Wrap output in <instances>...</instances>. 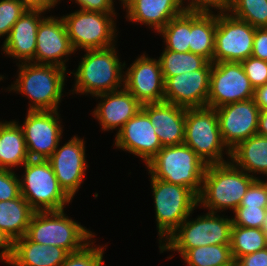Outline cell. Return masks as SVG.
<instances>
[{
    "label": "cell",
    "instance_id": "obj_42",
    "mask_svg": "<svg viewBox=\"0 0 267 266\" xmlns=\"http://www.w3.org/2000/svg\"><path fill=\"white\" fill-rule=\"evenodd\" d=\"M251 56L267 61V28H256Z\"/></svg>",
    "mask_w": 267,
    "mask_h": 266
},
{
    "label": "cell",
    "instance_id": "obj_32",
    "mask_svg": "<svg viewBox=\"0 0 267 266\" xmlns=\"http://www.w3.org/2000/svg\"><path fill=\"white\" fill-rule=\"evenodd\" d=\"M191 32V11H186L171 19L158 33L164 38V49L176 52H189Z\"/></svg>",
    "mask_w": 267,
    "mask_h": 266
},
{
    "label": "cell",
    "instance_id": "obj_21",
    "mask_svg": "<svg viewBox=\"0 0 267 266\" xmlns=\"http://www.w3.org/2000/svg\"><path fill=\"white\" fill-rule=\"evenodd\" d=\"M141 110L153 124L162 147L184 144L185 107L160 102L143 104Z\"/></svg>",
    "mask_w": 267,
    "mask_h": 266
},
{
    "label": "cell",
    "instance_id": "obj_29",
    "mask_svg": "<svg viewBox=\"0 0 267 266\" xmlns=\"http://www.w3.org/2000/svg\"><path fill=\"white\" fill-rule=\"evenodd\" d=\"M181 257L188 266H235L230 244L195 247Z\"/></svg>",
    "mask_w": 267,
    "mask_h": 266
},
{
    "label": "cell",
    "instance_id": "obj_45",
    "mask_svg": "<svg viewBox=\"0 0 267 266\" xmlns=\"http://www.w3.org/2000/svg\"><path fill=\"white\" fill-rule=\"evenodd\" d=\"M22 4L29 10L50 11L58 4L57 0H20Z\"/></svg>",
    "mask_w": 267,
    "mask_h": 266
},
{
    "label": "cell",
    "instance_id": "obj_47",
    "mask_svg": "<svg viewBox=\"0 0 267 266\" xmlns=\"http://www.w3.org/2000/svg\"><path fill=\"white\" fill-rule=\"evenodd\" d=\"M257 134L267 137V111H260Z\"/></svg>",
    "mask_w": 267,
    "mask_h": 266
},
{
    "label": "cell",
    "instance_id": "obj_43",
    "mask_svg": "<svg viewBox=\"0 0 267 266\" xmlns=\"http://www.w3.org/2000/svg\"><path fill=\"white\" fill-rule=\"evenodd\" d=\"M235 266H267V247L249 255L239 257Z\"/></svg>",
    "mask_w": 267,
    "mask_h": 266
},
{
    "label": "cell",
    "instance_id": "obj_19",
    "mask_svg": "<svg viewBox=\"0 0 267 266\" xmlns=\"http://www.w3.org/2000/svg\"><path fill=\"white\" fill-rule=\"evenodd\" d=\"M117 131L114 139L116 148L138 156L146 164L162 148L153 124L142 110Z\"/></svg>",
    "mask_w": 267,
    "mask_h": 266
},
{
    "label": "cell",
    "instance_id": "obj_30",
    "mask_svg": "<svg viewBox=\"0 0 267 266\" xmlns=\"http://www.w3.org/2000/svg\"><path fill=\"white\" fill-rule=\"evenodd\" d=\"M267 247V235L260 228L232 225L230 248L234 261Z\"/></svg>",
    "mask_w": 267,
    "mask_h": 266
},
{
    "label": "cell",
    "instance_id": "obj_36",
    "mask_svg": "<svg viewBox=\"0 0 267 266\" xmlns=\"http://www.w3.org/2000/svg\"><path fill=\"white\" fill-rule=\"evenodd\" d=\"M233 213H235L234 218H232L234 225L262 229L267 215V208L238 207Z\"/></svg>",
    "mask_w": 267,
    "mask_h": 266
},
{
    "label": "cell",
    "instance_id": "obj_2",
    "mask_svg": "<svg viewBox=\"0 0 267 266\" xmlns=\"http://www.w3.org/2000/svg\"><path fill=\"white\" fill-rule=\"evenodd\" d=\"M19 74L8 91L19 92L31 102L28 111L58 110L63 96L66 69L34 62L20 63Z\"/></svg>",
    "mask_w": 267,
    "mask_h": 266
},
{
    "label": "cell",
    "instance_id": "obj_48",
    "mask_svg": "<svg viewBox=\"0 0 267 266\" xmlns=\"http://www.w3.org/2000/svg\"><path fill=\"white\" fill-rule=\"evenodd\" d=\"M262 230L266 233L267 235V215H266V219H265V222H264V225L262 227Z\"/></svg>",
    "mask_w": 267,
    "mask_h": 266
},
{
    "label": "cell",
    "instance_id": "obj_23",
    "mask_svg": "<svg viewBox=\"0 0 267 266\" xmlns=\"http://www.w3.org/2000/svg\"><path fill=\"white\" fill-rule=\"evenodd\" d=\"M129 21L141 23L158 33L173 18L187 11L184 0H123Z\"/></svg>",
    "mask_w": 267,
    "mask_h": 266
},
{
    "label": "cell",
    "instance_id": "obj_46",
    "mask_svg": "<svg viewBox=\"0 0 267 266\" xmlns=\"http://www.w3.org/2000/svg\"><path fill=\"white\" fill-rule=\"evenodd\" d=\"M253 99L261 111H267V83L255 88Z\"/></svg>",
    "mask_w": 267,
    "mask_h": 266
},
{
    "label": "cell",
    "instance_id": "obj_25",
    "mask_svg": "<svg viewBox=\"0 0 267 266\" xmlns=\"http://www.w3.org/2000/svg\"><path fill=\"white\" fill-rule=\"evenodd\" d=\"M30 157L21 125L16 121L0 122V168L22 167ZM13 168V169H12Z\"/></svg>",
    "mask_w": 267,
    "mask_h": 266
},
{
    "label": "cell",
    "instance_id": "obj_12",
    "mask_svg": "<svg viewBox=\"0 0 267 266\" xmlns=\"http://www.w3.org/2000/svg\"><path fill=\"white\" fill-rule=\"evenodd\" d=\"M254 87L240 62L212 63L207 106L218 108L253 99Z\"/></svg>",
    "mask_w": 267,
    "mask_h": 266
},
{
    "label": "cell",
    "instance_id": "obj_7",
    "mask_svg": "<svg viewBox=\"0 0 267 266\" xmlns=\"http://www.w3.org/2000/svg\"><path fill=\"white\" fill-rule=\"evenodd\" d=\"M184 144L207 165L228 162L223 159V152L231 157L221 136L216 110L208 106L186 108Z\"/></svg>",
    "mask_w": 267,
    "mask_h": 266
},
{
    "label": "cell",
    "instance_id": "obj_44",
    "mask_svg": "<svg viewBox=\"0 0 267 266\" xmlns=\"http://www.w3.org/2000/svg\"><path fill=\"white\" fill-rule=\"evenodd\" d=\"M1 248L0 260L7 264L13 255V242L2 230H0V249Z\"/></svg>",
    "mask_w": 267,
    "mask_h": 266
},
{
    "label": "cell",
    "instance_id": "obj_9",
    "mask_svg": "<svg viewBox=\"0 0 267 266\" xmlns=\"http://www.w3.org/2000/svg\"><path fill=\"white\" fill-rule=\"evenodd\" d=\"M20 181L22 197L37 211H59L72 201L47 160H28ZM65 205V206H64Z\"/></svg>",
    "mask_w": 267,
    "mask_h": 266
},
{
    "label": "cell",
    "instance_id": "obj_1",
    "mask_svg": "<svg viewBox=\"0 0 267 266\" xmlns=\"http://www.w3.org/2000/svg\"><path fill=\"white\" fill-rule=\"evenodd\" d=\"M256 179L258 177L239 169L230 160L222 164L207 165L198 195V205L207 208L209 212L217 213L228 208L234 212Z\"/></svg>",
    "mask_w": 267,
    "mask_h": 266
},
{
    "label": "cell",
    "instance_id": "obj_20",
    "mask_svg": "<svg viewBox=\"0 0 267 266\" xmlns=\"http://www.w3.org/2000/svg\"><path fill=\"white\" fill-rule=\"evenodd\" d=\"M95 97L102 100L93 110V117L98 119L103 131H113L115 128L120 130L142 109V104L124 87Z\"/></svg>",
    "mask_w": 267,
    "mask_h": 266
},
{
    "label": "cell",
    "instance_id": "obj_28",
    "mask_svg": "<svg viewBox=\"0 0 267 266\" xmlns=\"http://www.w3.org/2000/svg\"><path fill=\"white\" fill-rule=\"evenodd\" d=\"M191 12L190 52L213 63L217 13Z\"/></svg>",
    "mask_w": 267,
    "mask_h": 266
},
{
    "label": "cell",
    "instance_id": "obj_26",
    "mask_svg": "<svg viewBox=\"0 0 267 266\" xmlns=\"http://www.w3.org/2000/svg\"><path fill=\"white\" fill-rule=\"evenodd\" d=\"M232 163L249 175L267 176V137L253 135L231 150Z\"/></svg>",
    "mask_w": 267,
    "mask_h": 266
},
{
    "label": "cell",
    "instance_id": "obj_22",
    "mask_svg": "<svg viewBox=\"0 0 267 266\" xmlns=\"http://www.w3.org/2000/svg\"><path fill=\"white\" fill-rule=\"evenodd\" d=\"M41 10H29L16 21L3 42V53L21 63L34 62L36 51V35L41 17ZM23 61V62H22Z\"/></svg>",
    "mask_w": 267,
    "mask_h": 266
},
{
    "label": "cell",
    "instance_id": "obj_6",
    "mask_svg": "<svg viewBox=\"0 0 267 266\" xmlns=\"http://www.w3.org/2000/svg\"><path fill=\"white\" fill-rule=\"evenodd\" d=\"M190 216L159 246L160 253L171 250L182 256L195 247L231 243L232 218L220 217L215 212H208L192 221Z\"/></svg>",
    "mask_w": 267,
    "mask_h": 266
},
{
    "label": "cell",
    "instance_id": "obj_31",
    "mask_svg": "<svg viewBox=\"0 0 267 266\" xmlns=\"http://www.w3.org/2000/svg\"><path fill=\"white\" fill-rule=\"evenodd\" d=\"M164 80L186 72L202 69L209 61L192 52H176L164 49L159 57Z\"/></svg>",
    "mask_w": 267,
    "mask_h": 266
},
{
    "label": "cell",
    "instance_id": "obj_41",
    "mask_svg": "<svg viewBox=\"0 0 267 266\" xmlns=\"http://www.w3.org/2000/svg\"><path fill=\"white\" fill-rule=\"evenodd\" d=\"M80 9L86 11H97L103 13H116L114 0H74Z\"/></svg>",
    "mask_w": 267,
    "mask_h": 266
},
{
    "label": "cell",
    "instance_id": "obj_38",
    "mask_svg": "<svg viewBox=\"0 0 267 266\" xmlns=\"http://www.w3.org/2000/svg\"><path fill=\"white\" fill-rule=\"evenodd\" d=\"M239 207L267 208V181L256 179L247 189Z\"/></svg>",
    "mask_w": 267,
    "mask_h": 266
},
{
    "label": "cell",
    "instance_id": "obj_17",
    "mask_svg": "<svg viewBox=\"0 0 267 266\" xmlns=\"http://www.w3.org/2000/svg\"><path fill=\"white\" fill-rule=\"evenodd\" d=\"M212 62L202 69L168 77L164 83V102L196 108L207 106Z\"/></svg>",
    "mask_w": 267,
    "mask_h": 266
},
{
    "label": "cell",
    "instance_id": "obj_27",
    "mask_svg": "<svg viewBox=\"0 0 267 266\" xmlns=\"http://www.w3.org/2000/svg\"><path fill=\"white\" fill-rule=\"evenodd\" d=\"M35 212L22 195L15 199L0 201V230L12 242L24 237Z\"/></svg>",
    "mask_w": 267,
    "mask_h": 266
},
{
    "label": "cell",
    "instance_id": "obj_16",
    "mask_svg": "<svg viewBox=\"0 0 267 266\" xmlns=\"http://www.w3.org/2000/svg\"><path fill=\"white\" fill-rule=\"evenodd\" d=\"M124 73L123 87L142 105L164 102L165 80L159 59L143 54Z\"/></svg>",
    "mask_w": 267,
    "mask_h": 266
},
{
    "label": "cell",
    "instance_id": "obj_14",
    "mask_svg": "<svg viewBox=\"0 0 267 266\" xmlns=\"http://www.w3.org/2000/svg\"><path fill=\"white\" fill-rule=\"evenodd\" d=\"M215 110L223 142L230 151L257 134L261 110L254 99L227 104Z\"/></svg>",
    "mask_w": 267,
    "mask_h": 266
},
{
    "label": "cell",
    "instance_id": "obj_24",
    "mask_svg": "<svg viewBox=\"0 0 267 266\" xmlns=\"http://www.w3.org/2000/svg\"><path fill=\"white\" fill-rule=\"evenodd\" d=\"M68 252L58 246H47L31 241L26 235L13 242L10 266H60Z\"/></svg>",
    "mask_w": 267,
    "mask_h": 266
},
{
    "label": "cell",
    "instance_id": "obj_35",
    "mask_svg": "<svg viewBox=\"0 0 267 266\" xmlns=\"http://www.w3.org/2000/svg\"><path fill=\"white\" fill-rule=\"evenodd\" d=\"M26 10L20 0H0V37L9 35L13 25Z\"/></svg>",
    "mask_w": 267,
    "mask_h": 266
},
{
    "label": "cell",
    "instance_id": "obj_49",
    "mask_svg": "<svg viewBox=\"0 0 267 266\" xmlns=\"http://www.w3.org/2000/svg\"><path fill=\"white\" fill-rule=\"evenodd\" d=\"M3 78H4L3 75H0V81H1Z\"/></svg>",
    "mask_w": 267,
    "mask_h": 266
},
{
    "label": "cell",
    "instance_id": "obj_37",
    "mask_svg": "<svg viewBox=\"0 0 267 266\" xmlns=\"http://www.w3.org/2000/svg\"><path fill=\"white\" fill-rule=\"evenodd\" d=\"M240 63L254 89L267 83V61L250 56Z\"/></svg>",
    "mask_w": 267,
    "mask_h": 266
},
{
    "label": "cell",
    "instance_id": "obj_4",
    "mask_svg": "<svg viewBox=\"0 0 267 266\" xmlns=\"http://www.w3.org/2000/svg\"><path fill=\"white\" fill-rule=\"evenodd\" d=\"M154 178L193 190L197 195L207 164L185 144L162 147L145 165Z\"/></svg>",
    "mask_w": 267,
    "mask_h": 266
},
{
    "label": "cell",
    "instance_id": "obj_33",
    "mask_svg": "<svg viewBox=\"0 0 267 266\" xmlns=\"http://www.w3.org/2000/svg\"><path fill=\"white\" fill-rule=\"evenodd\" d=\"M229 13L254 28H267V0H233Z\"/></svg>",
    "mask_w": 267,
    "mask_h": 266
},
{
    "label": "cell",
    "instance_id": "obj_10",
    "mask_svg": "<svg viewBox=\"0 0 267 266\" xmlns=\"http://www.w3.org/2000/svg\"><path fill=\"white\" fill-rule=\"evenodd\" d=\"M116 13H103L79 9L62 16L71 46L77 49L94 50L114 46L117 37Z\"/></svg>",
    "mask_w": 267,
    "mask_h": 266
},
{
    "label": "cell",
    "instance_id": "obj_39",
    "mask_svg": "<svg viewBox=\"0 0 267 266\" xmlns=\"http://www.w3.org/2000/svg\"><path fill=\"white\" fill-rule=\"evenodd\" d=\"M13 170L0 168V201L18 198L21 195L20 178Z\"/></svg>",
    "mask_w": 267,
    "mask_h": 266
},
{
    "label": "cell",
    "instance_id": "obj_8",
    "mask_svg": "<svg viewBox=\"0 0 267 266\" xmlns=\"http://www.w3.org/2000/svg\"><path fill=\"white\" fill-rule=\"evenodd\" d=\"M159 244L171 235L198 207V195L191 189L150 175ZM165 238V239H164ZM163 240V241H162Z\"/></svg>",
    "mask_w": 267,
    "mask_h": 266
},
{
    "label": "cell",
    "instance_id": "obj_40",
    "mask_svg": "<svg viewBox=\"0 0 267 266\" xmlns=\"http://www.w3.org/2000/svg\"><path fill=\"white\" fill-rule=\"evenodd\" d=\"M186 6L188 11L191 12H204L210 13L212 8H216L220 13L229 12L233 0H188ZM211 8V9H210Z\"/></svg>",
    "mask_w": 267,
    "mask_h": 266
},
{
    "label": "cell",
    "instance_id": "obj_13",
    "mask_svg": "<svg viewBox=\"0 0 267 266\" xmlns=\"http://www.w3.org/2000/svg\"><path fill=\"white\" fill-rule=\"evenodd\" d=\"M58 110L27 111L23 129L32 160H47L60 143L63 127Z\"/></svg>",
    "mask_w": 267,
    "mask_h": 266
},
{
    "label": "cell",
    "instance_id": "obj_18",
    "mask_svg": "<svg viewBox=\"0 0 267 266\" xmlns=\"http://www.w3.org/2000/svg\"><path fill=\"white\" fill-rule=\"evenodd\" d=\"M72 53L76 52L71 46L63 18L45 17L37 29L35 63L67 69L66 57Z\"/></svg>",
    "mask_w": 267,
    "mask_h": 266
},
{
    "label": "cell",
    "instance_id": "obj_11",
    "mask_svg": "<svg viewBox=\"0 0 267 266\" xmlns=\"http://www.w3.org/2000/svg\"><path fill=\"white\" fill-rule=\"evenodd\" d=\"M256 28L229 12L217 14L213 63L241 62L252 55Z\"/></svg>",
    "mask_w": 267,
    "mask_h": 266
},
{
    "label": "cell",
    "instance_id": "obj_5",
    "mask_svg": "<svg viewBox=\"0 0 267 266\" xmlns=\"http://www.w3.org/2000/svg\"><path fill=\"white\" fill-rule=\"evenodd\" d=\"M64 213V209L35 212L26 236L35 243L58 246L68 253L83 249L91 242L94 233Z\"/></svg>",
    "mask_w": 267,
    "mask_h": 266
},
{
    "label": "cell",
    "instance_id": "obj_3",
    "mask_svg": "<svg viewBox=\"0 0 267 266\" xmlns=\"http://www.w3.org/2000/svg\"><path fill=\"white\" fill-rule=\"evenodd\" d=\"M84 52L86 54L73 73L75 76L73 93L96 96L123 88V69H126V64L120 62L115 45Z\"/></svg>",
    "mask_w": 267,
    "mask_h": 266
},
{
    "label": "cell",
    "instance_id": "obj_34",
    "mask_svg": "<svg viewBox=\"0 0 267 266\" xmlns=\"http://www.w3.org/2000/svg\"><path fill=\"white\" fill-rule=\"evenodd\" d=\"M90 242L83 249L69 253L66 260L60 266H100L103 261L104 247L93 246ZM91 246V247H90Z\"/></svg>",
    "mask_w": 267,
    "mask_h": 266
},
{
    "label": "cell",
    "instance_id": "obj_15",
    "mask_svg": "<svg viewBox=\"0 0 267 266\" xmlns=\"http://www.w3.org/2000/svg\"><path fill=\"white\" fill-rule=\"evenodd\" d=\"M58 144L56 150L47 159L64 192L73 199L83 183L88 165L86 163L85 142L78 136L63 146Z\"/></svg>",
    "mask_w": 267,
    "mask_h": 266
}]
</instances>
